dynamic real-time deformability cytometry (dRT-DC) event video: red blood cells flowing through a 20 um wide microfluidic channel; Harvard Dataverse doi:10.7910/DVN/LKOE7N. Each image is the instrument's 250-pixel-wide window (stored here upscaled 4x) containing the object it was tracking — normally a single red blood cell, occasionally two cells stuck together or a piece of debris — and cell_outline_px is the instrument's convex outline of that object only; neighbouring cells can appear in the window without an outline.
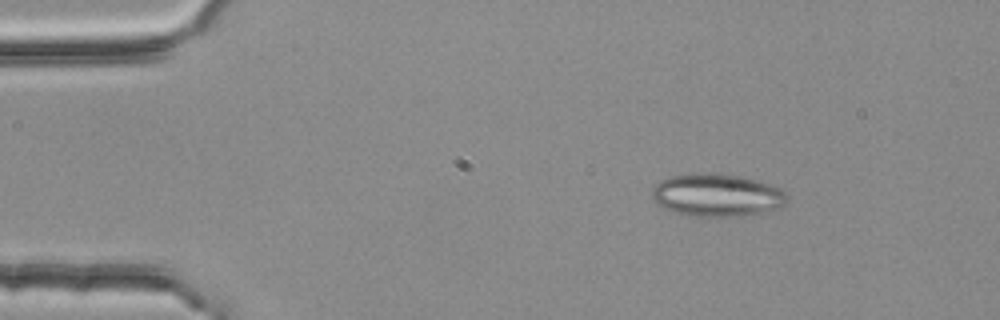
{"species": "common noctule bat (a hibernating species)", "species_latin": "Nyctalus noctula", "temperature_condition": "room temperature", "stored_images_in_passage": 12, "camera_frame_rate_fps": 3000, "um_per_image_px": 0.085, "animal": {"sex": "female", "body_mass_g": 25.1}, "frame": {"image": 1, "passage_image": 3, "time_ms": 0.667, "image_size_px": [1000, 320], "cell_outline_px": [[788, 200], [784, 204], [760, 216], [692, 216], [676, 212], [664, 208], [656, 204], [652, 200], [652, 188], [660, 180], [672, 176], [692, 172], [712, 172], [740, 176], [756, 180], [780, 188], [788, 196]], "centroid_in_image_um": [60.94, 16.59], "position_along_channel_um": 24.1, "area_um2": 34.22}}